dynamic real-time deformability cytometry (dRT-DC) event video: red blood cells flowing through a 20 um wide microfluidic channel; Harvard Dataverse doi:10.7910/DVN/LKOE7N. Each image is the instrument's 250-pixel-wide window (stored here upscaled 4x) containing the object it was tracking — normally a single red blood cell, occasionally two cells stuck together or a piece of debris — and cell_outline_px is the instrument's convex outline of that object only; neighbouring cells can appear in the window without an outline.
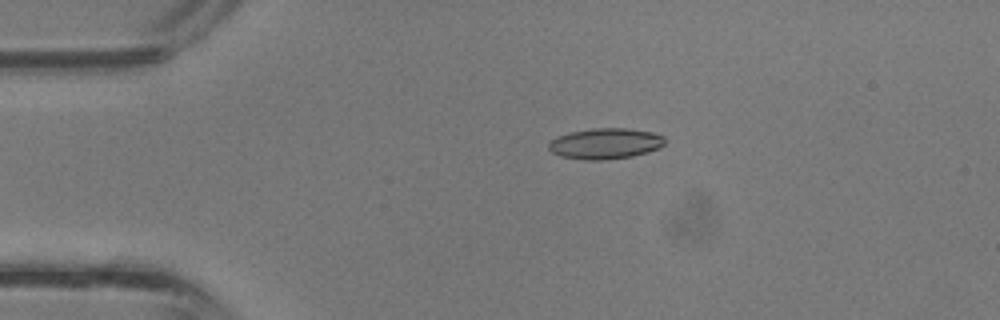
{"species": "common noctule bat (a hibernating species)", "species_latin": "Nyctalus noctula", "temperature_condition": "room temperature", "stored_images_in_passage": 31, "camera_frame_rate_fps": 3000, "um_per_image_px": 0.085, "animal": {"sex": "male", "body_mass_g": 13.3}, "frame": {"image": 1, "passage_image": 1, "time_ms": 0.0, "image_size_px": [1000, 320], "cell_outline_px": [[664, 144], [660, 148], [648, 152], [632, 156], [604, 160], [584, 160], [560, 156], [552, 152], [548, 148], [548, 144], [556, 136], [568, 132], [592, 128], [628, 128], [652, 132], [664, 136]], "centroid_in_image_um": [51.44, 12.2], "position_along_channel_um": 33.6, "area_um2": 21.04}}
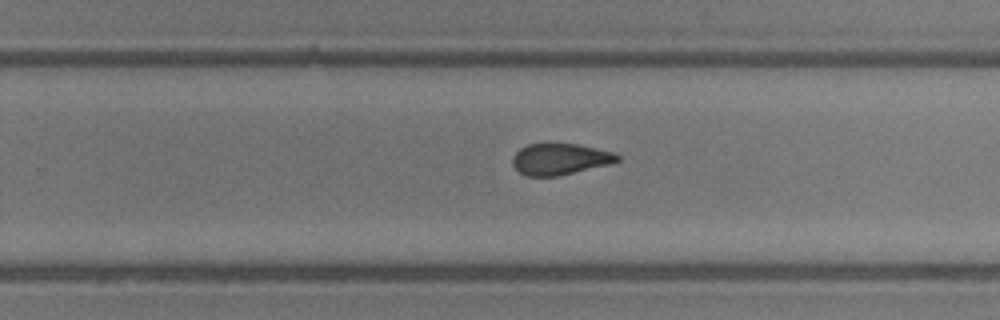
{"frame": {"image": 2, "passage_image": 17, "time_ms": 5.333, "image_size_px": [1000, 320], "cell_outline_px": [[620, 160], [612, 164], [560, 176], [528, 176], [520, 172], [512, 164], [512, 156], [520, 148], [528, 144], [576, 144], [616, 152], [620, 156]], "centroid_in_image_um": [47.64, 13.53], "position_along_channel_um": 282.2, "area_um2": 19.31}}
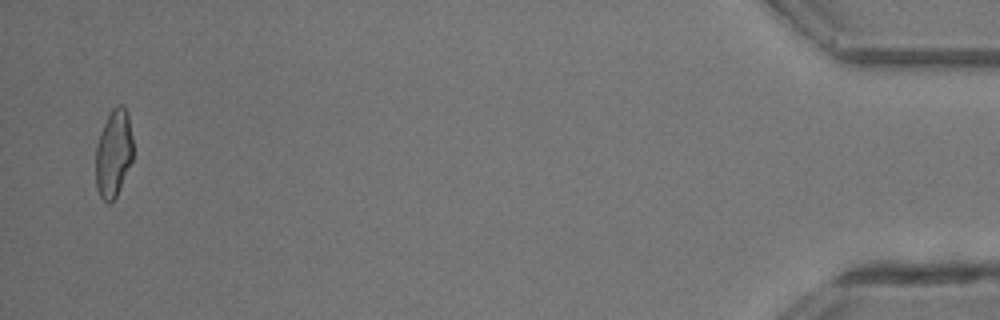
{"frame": {"image": 3, "passage_image": 30, "time_ms": 9.667, "image_size_px": [1000, 320], "cell_outline_px": [[132, 160], [116, 196], [108, 204], [100, 196], [96, 188], [96, 144], [100, 132], [112, 108], [116, 104], [124, 104], [128, 112], [132, 136]], "centroid_in_image_um": [9.65, 12.99], "position_along_channel_um": 425.6, "area_um2": 19.07}}